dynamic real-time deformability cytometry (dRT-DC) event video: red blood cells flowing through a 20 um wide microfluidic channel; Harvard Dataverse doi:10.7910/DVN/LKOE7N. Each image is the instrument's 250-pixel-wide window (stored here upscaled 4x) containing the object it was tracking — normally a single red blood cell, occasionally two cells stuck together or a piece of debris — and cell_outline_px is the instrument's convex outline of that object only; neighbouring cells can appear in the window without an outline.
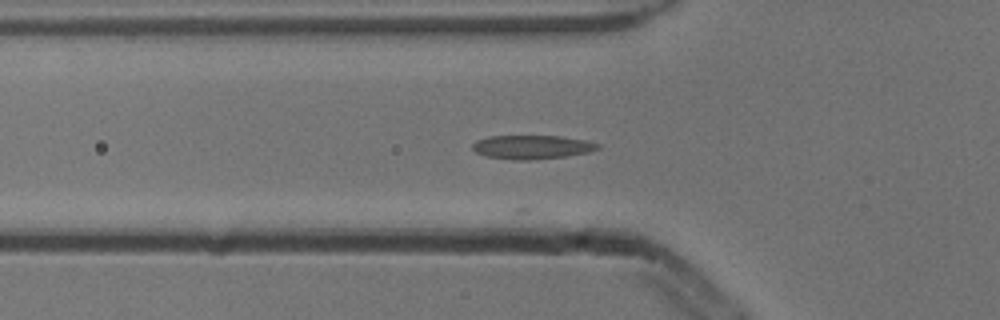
{"species": "common noctule bat (a hibernating species)", "species_latin": "Nyctalus noctula", "temperature_condition": "cold", "stored_images_in_passage": 9, "camera_frame_rate_fps": 3000, "um_per_image_px": 0.085, "animal": {"sex": "male", "body_mass_g": 13.3}, "frame": {"image": 1, "passage_image": 2, "time_ms": 0.333, "image_size_px": [1000, 320], "cell_outline_px": [[600, 148], [588, 152], [564, 156], [532, 160], [512, 160], [484, 156], [476, 152], [472, 148], [472, 144], [476, 140], [488, 136], [560, 136], [584, 140], [600, 144]], "centroid_in_image_um": [45.17, 12.5], "position_along_channel_um": 80.6, "area_um2": 17.4}}
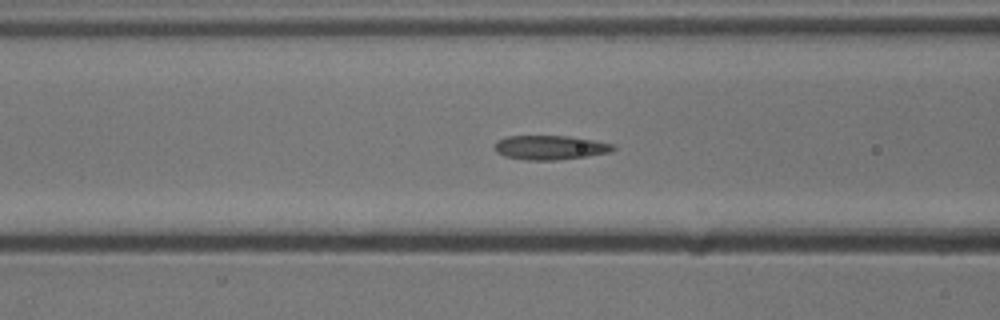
{"frame": {"image": 2, "passage_image": 5, "time_ms": 1.333, "image_size_px": [1000, 320], "cell_outline_px": [[616, 148], [612, 152], [588, 156], [556, 160], [528, 160], [504, 156], [496, 152], [492, 148], [496, 140], [508, 136], [568, 136], [592, 140], [612, 144]], "centroid_in_image_um": [46.72, 12.54], "position_along_channel_um": 119.9, "area_um2": 16.82}}
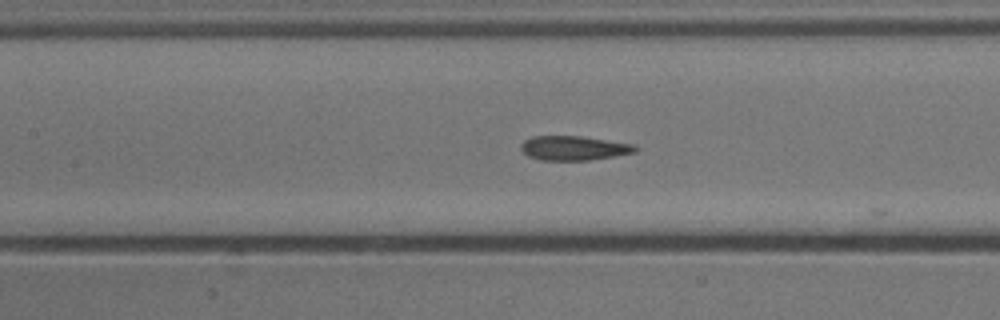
{"frame": {"image": 3, "passage_image": 8, "time_ms": 2.333, "image_size_px": [1000, 320], "cell_outline_px": [[636, 152], [588, 160], [540, 160], [528, 156], [520, 148], [520, 144], [524, 140], [532, 136], [580, 136], [632, 144], [636, 148]], "centroid_in_image_um": [48.7, 12.58], "position_along_channel_um": 158.7, "area_um2": 16.01}}